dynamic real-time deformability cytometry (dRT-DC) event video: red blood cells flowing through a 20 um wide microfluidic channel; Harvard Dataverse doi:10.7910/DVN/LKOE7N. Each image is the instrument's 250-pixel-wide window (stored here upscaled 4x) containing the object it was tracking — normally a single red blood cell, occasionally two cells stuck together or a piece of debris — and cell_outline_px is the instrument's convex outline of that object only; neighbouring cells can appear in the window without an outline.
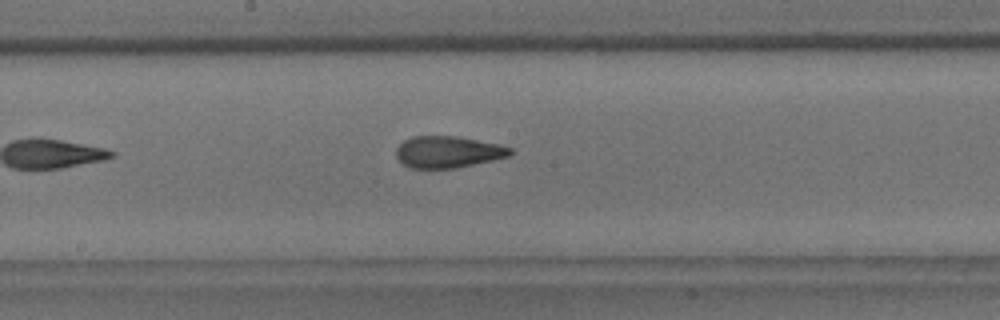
{"species": "common noctule bat (a hibernating species)", "species_latin": "Nyctalus noctula", "temperature_condition": "room temperature", "stored_images_in_passage": 7, "camera_frame_rate_fps": 3000, "um_per_image_px": 0.085, "animal": {"sex": "male", "body_mass_g": 18.8}, "frame": {"image": 1, "passage_image": 7, "time_ms": 7.0, "image_size_px": [1000, 320], "cell_outline_px": [[512, 152], [508, 156], [492, 160], [456, 168], [408, 168], [396, 156], [396, 148], [404, 140], [412, 136], [456, 136], [500, 144], [512, 148]], "centroid_in_image_um": [38.06, 12.91], "position_along_channel_um": 210.1, "area_um2": 20.98}}